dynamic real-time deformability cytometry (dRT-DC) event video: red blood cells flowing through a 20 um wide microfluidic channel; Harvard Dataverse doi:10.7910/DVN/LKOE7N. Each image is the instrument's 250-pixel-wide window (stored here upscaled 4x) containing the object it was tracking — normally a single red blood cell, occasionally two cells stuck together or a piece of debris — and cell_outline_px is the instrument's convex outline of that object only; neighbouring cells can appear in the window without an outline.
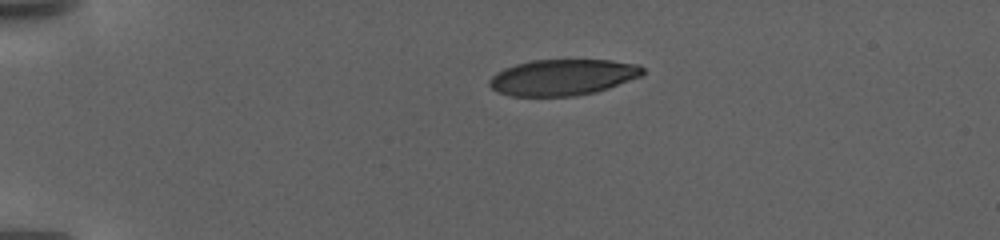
{"species": "human", "species_latin": "Homo sapiens", "temperature_condition": "warm", "stored_images_in_passage": 98, "camera_frame_rate_fps": 3000, "um_per_image_px": 0.085, "donor": {"sex": "female"}, "frame": {"image": 1, "passage_image": 1, "time_ms": 0.0, "image_size_px": [1000, 240], "cell_outline_px": [[644, 72], [640, 76], [608, 88], [596, 92], [572, 96], [512, 96], [496, 92], [488, 84], [488, 80], [496, 72], [504, 68], [516, 64], [532, 60], [612, 60], [640, 64], [644, 68]], "centroid_in_image_um": [47.81, 6.56], "position_along_channel_um": 37.2, "area_um2": 32.31}}
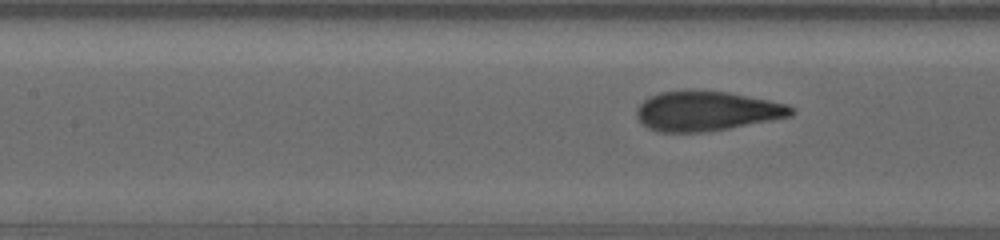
{"frame": {"image": 2, "passage_image": 32, "time_ms": 10.333, "image_size_px": [1000, 240], "cell_outline_px": [[796, 112], [792, 116], [772, 120], [728, 128], [704, 132], [660, 132], [648, 128], [636, 116], [636, 108], [648, 96], [660, 92], [728, 92], [788, 104], [796, 108]], "centroid_in_image_um": [60.1, 9.46], "position_along_channel_um": 147.3, "area_um2": 35.32}}
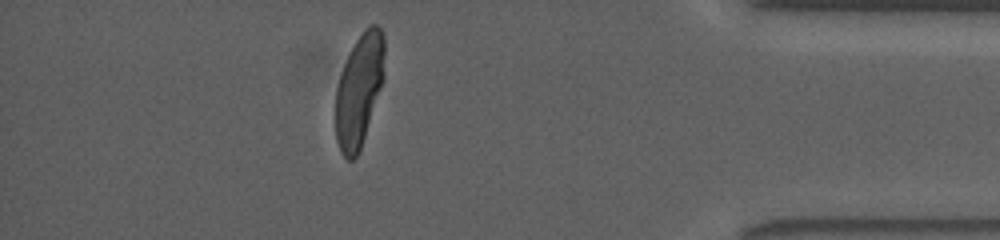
{"frame": {"image": 3, "passage_image": 84, "time_ms": 27.667, "image_size_px": [1000, 240], "cell_outline_px": [[384, 76], [360, 148], [356, 156], [352, 160], [348, 160], [340, 152], [336, 140], [336, 88], [344, 64], [356, 40], [372, 24], [376, 24], [380, 28], [384, 36]], "centroid_in_image_um": [30.52, 7.67], "position_along_channel_um": 404.7, "area_um2": 31.27}}